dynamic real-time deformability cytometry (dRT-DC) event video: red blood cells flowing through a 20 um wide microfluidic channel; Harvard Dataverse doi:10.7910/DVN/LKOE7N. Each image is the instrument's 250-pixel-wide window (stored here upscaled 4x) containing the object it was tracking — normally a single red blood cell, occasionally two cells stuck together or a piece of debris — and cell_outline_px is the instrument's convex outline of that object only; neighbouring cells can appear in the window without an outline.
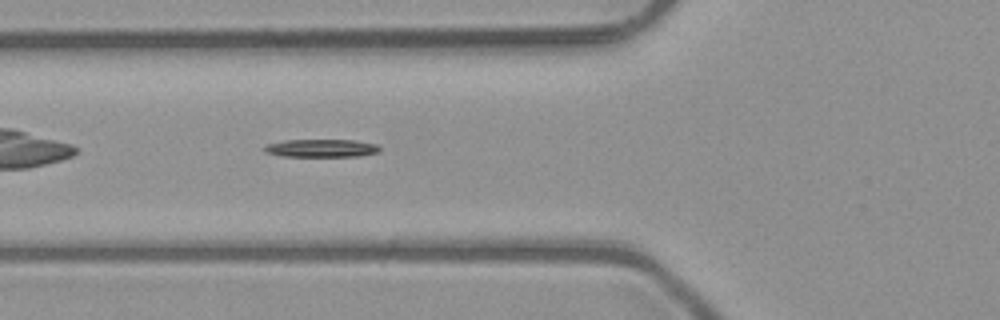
{"species": "common noctule bat (a hibernating species)", "species_latin": "Nyctalus noctula", "temperature_condition": "room temperature", "stored_images_in_passage": 4, "camera_frame_rate_fps": 3000, "um_per_image_px": 0.085, "animal": {"sex": "male", "body_mass_g": 23.1, "forearm_length_mm": 52.7}, "frame": {"image": 1, "passage_image": 4, "time_ms": 1.0, "image_size_px": [1000, 320], "cell_outline_px": [[380, 152], [360, 156], [284, 156], [264, 152], [264, 148], [268, 144], [284, 140], [352, 140], [376, 144], [380, 148]], "centroid_in_image_um": [27.34, 12.59], "position_along_channel_um": 98.5, "area_um2": 11.91}}